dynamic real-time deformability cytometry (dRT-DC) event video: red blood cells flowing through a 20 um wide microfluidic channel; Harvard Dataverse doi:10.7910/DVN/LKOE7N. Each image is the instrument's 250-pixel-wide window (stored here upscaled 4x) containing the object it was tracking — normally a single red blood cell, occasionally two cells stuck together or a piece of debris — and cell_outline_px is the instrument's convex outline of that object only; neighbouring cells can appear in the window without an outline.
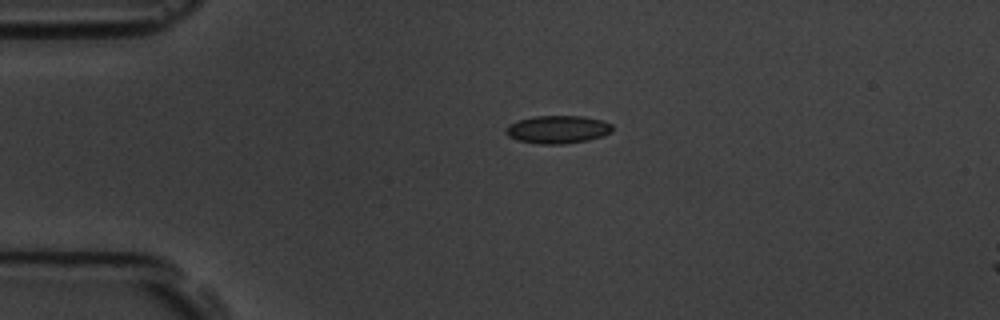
{"species": "common noctule bat (a hibernating species)", "species_latin": "Nyctalus noctula", "temperature_condition": "room temperature", "stored_images_in_passage": 2, "camera_frame_rate_fps": 3000, "um_per_image_px": 0.085, "animal": {"sex": "male", "body_mass_g": 19.5, "forearm_length_mm": 54.6}, "frame": {"image": 1, "passage_image": 1, "time_ms": 0.0, "image_size_px": [1000, 320], "cell_outline_px": [[612, 132], [604, 136], [588, 140], [564, 144], [536, 144], [516, 140], [508, 136], [504, 132], [504, 128], [508, 124], [516, 120], [536, 116], [584, 116], [604, 120], [612, 124]], "centroid_in_image_um": [47.38, 11.0], "position_along_channel_um": 37.6, "area_um2": 17.74}}